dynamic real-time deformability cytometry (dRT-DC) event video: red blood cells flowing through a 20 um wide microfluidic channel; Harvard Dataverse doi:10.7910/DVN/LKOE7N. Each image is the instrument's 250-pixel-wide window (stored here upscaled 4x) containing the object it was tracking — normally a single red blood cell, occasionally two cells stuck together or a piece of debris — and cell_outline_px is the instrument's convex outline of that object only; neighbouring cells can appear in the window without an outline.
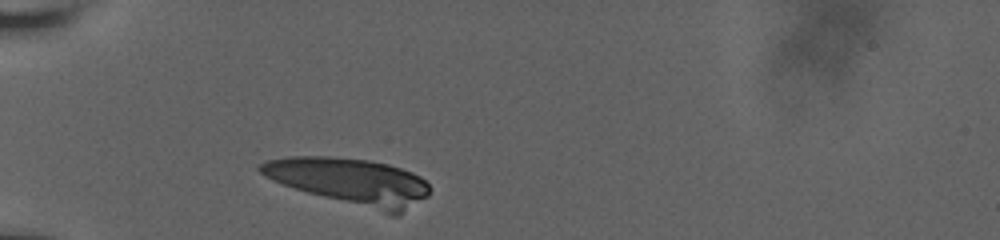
{"species": "human", "species_latin": "Homo sapiens", "temperature_condition": "room temperature", "stored_images_in_passage": 15, "camera_frame_rate_fps": 3000, "um_per_image_px": 0.085, "donor": {"sex": "male"}, "frame": {"image": 1, "passage_image": 1, "time_ms": 0.0, "image_size_px": [1000, 240], "cell_outline_px": [[428, 196], [396, 216], [392, 216], [308, 192], [284, 184], [264, 176], [256, 168], [264, 160], [288, 156], [328, 156], [368, 160], [388, 164], [412, 172], [420, 176], [428, 184]], "centroid_in_image_um": [29.76, 15.41], "position_along_channel_um": 55.2, "area_um2": 45.6}}
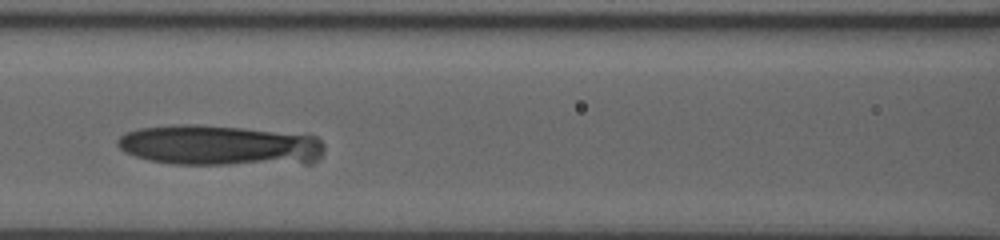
{"frame": {"image": 2, "passage_image": 8, "time_ms": 3.0, "image_size_px": [1000, 240], "cell_outline_px": [[324, 152], [312, 164], [172, 164], [148, 160], [124, 152], [116, 144], [116, 140], [124, 132], [140, 128], [176, 124], [196, 124], [244, 128], [316, 136], [324, 144]], "centroid_in_image_um": [18.66, 12.37], "position_along_channel_um": 147.9, "area_um2": 49.25}}
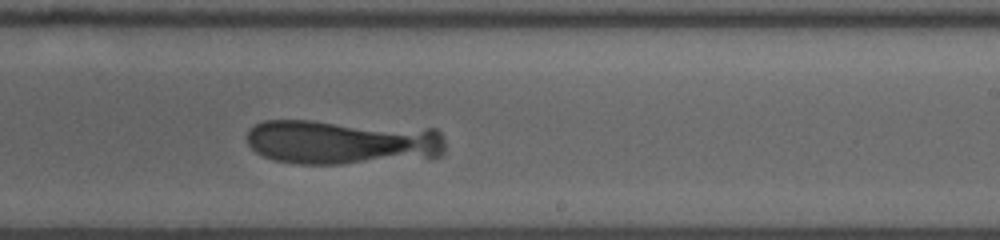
{"frame": {"image": 3, "passage_image": 15, "time_ms": 6.0, "image_size_px": [1000, 240], "cell_outline_px": [[444, 152], [440, 156], [428, 160], [340, 164], [300, 164], [276, 160], [264, 156], [256, 152], [248, 144], [248, 132], [256, 124], [264, 120], [312, 120], [436, 128], [444, 136]], "centroid_in_image_um": [29.2, 12.09], "position_along_channel_um": 259.8, "area_um2": 53.0}}